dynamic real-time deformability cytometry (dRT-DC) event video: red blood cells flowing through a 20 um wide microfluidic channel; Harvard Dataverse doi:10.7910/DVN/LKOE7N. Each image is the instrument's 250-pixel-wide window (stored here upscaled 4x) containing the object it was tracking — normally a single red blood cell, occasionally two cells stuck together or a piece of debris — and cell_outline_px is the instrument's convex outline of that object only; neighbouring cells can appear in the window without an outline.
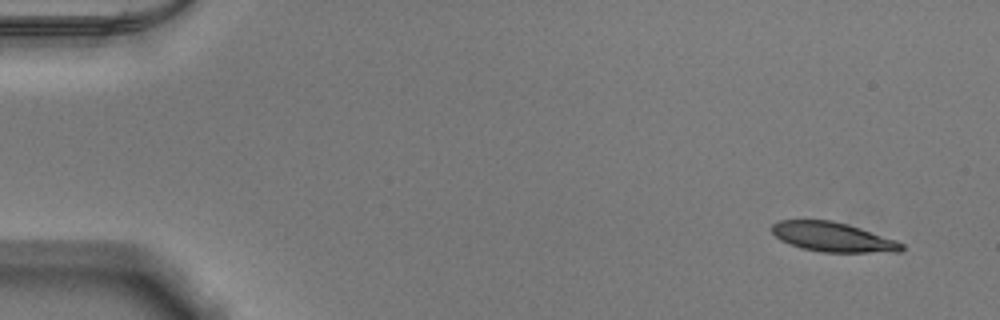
{"species": "Egyptian fruit bat (a non-hibernating species)", "species_latin": "Rousettus aegyptiacus", "temperature_condition": "warm", "stored_images_in_passage": 50, "camera_frame_rate_fps": 3000, "um_per_image_px": 0.085, "animal": {"sex": "male"}, "frame": {"image": 1, "passage_image": 1, "time_ms": 0.0, "image_size_px": [1000, 320], "cell_outline_px": [[904, 248], [900, 252], [820, 252], [800, 248], [780, 240], [768, 228], [772, 224], [780, 220], [832, 220], [848, 224], [896, 240], [904, 244]], "centroid_in_image_um": [70.76, 20.15], "position_along_channel_um": 14.2, "area_um2": 22.43}}
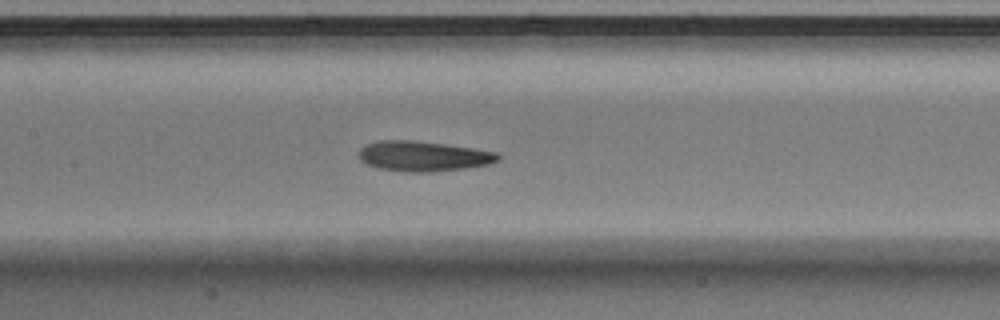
{"frame": {"image": 2, "passage_image": 23, "time_ms": 7.333, "image_size_px": [1000, 320], "cell_outline_px": [[500, 160], [488, 164], [464, 168], [432, 172], [404, 172], [376, 168], [360, 160], [360, 148], [368, 144], [380, 140], [416, 140], [472, 148], [496, 152], [500, 156]], "centroid_in_image_um": [35.97, 13.28], "position_along_channel_um": 171.4, "area_um2": 24.39}}
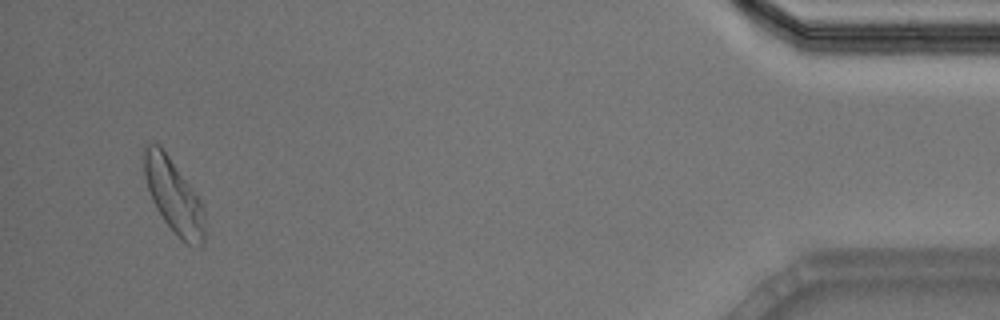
{"frame": {"image": 3, "passage_image": 48, "time_ms": 15.667, "image_size_px": [1000, 320], "cell_outline_px": [[204, 244], [188, 244], [164, 220], [156, 208], [152, 200], [144, 176], [144, 144], [160, 144], [204, 204]], "centroid_in_image_um": [14.76, 16.6], "position_along_channel_um": 420.4, "area_um2": 25.61}, "authors_computed_cell_mechanics": {"area_um2": 23.9581, "velocity_mm_per_s": 3.8497, "shape_relaxation_time_tau1_ms": 3.0215, "shape_relaxation_time_tau2_ms": 2.0913, "deformation_change_tau1": 0.1537, "deformation_change_tau2": 0.1119}}